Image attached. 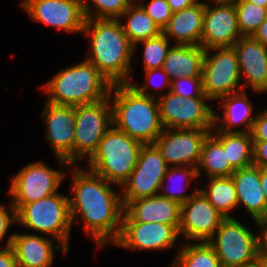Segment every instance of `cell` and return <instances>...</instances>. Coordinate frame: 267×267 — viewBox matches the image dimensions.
<instances>
[{"mask_svg":"<svg viewBox=\"0 0 267 267\" xmlns=\"http://www.w3.org/2000/svg\"><path fill=\"white\" fill-rule=\"evenodd\" d=\"M69 169H72L69 196L72 223H82L85 233L91 235L99 249L114 244L120 236L124 213L120 189L113 188L118 185L80 165H70Z\"/></svg>","mask_w":267,"mask_h":267,"instance_id":"6da1fadb","label":"cell"},{"mask_svg":"<svg viewBox=\"0 0 267 267\" xmlns=\"http://www.w3.org/2000/svg\"><path fill=\"white\" fill-rule=\"evenodd\" d=\"M82 33L90 40L86 59L112 84L130 83L134 45L119 19L86 18Z\"/></svg>","mask_w":267,"mask_h":267,"instance_id":"7a4b0ae2","label":"cell"},{"mask_svg":"<svg viewBox=\"0 0 267 267\" xmlns=\"http://www.w3.org/2000/svg\"><path fill=\"white\" fill-rule=\"evenodd\" d=\"M113 126L143 144H154L162 133L157 98L139 93L130 83L111 86Z\"/></svg>","mask_w":267,"mask_h":267,"instance_id":"3957f363","label":"cell"},{"mask_svg":"<svg viewBox=\"0 0 267 267\" xmlns=\"http://www.w3.org/2000/svg\"><path fill=\"white\" fill-rule=\"evenodd\" d=\"M61 69L40 88L46 101L56 105L80 106L109 96L112 84L87 59Z\"/></svg>","mask_w":267,"mask_h":267,"instance_id":"277c9868","label":"cell"},{"mask_svg":"<svg viewBox=\"0 0 267 267\" xmlns=\"http://www.w3.org/2000/svg\"><path fill=\"white\" fill-rule=\"evenodd\" d=\"M142 146V142L112 125L87 160L88 169L120 188L134 170Z\"/></svg>","mask_w":267,"mask_h":267,"instance_id":"5b68a950","label":"cell"},{"mask_svg":"<svg viewBox=\"0 0 267 267\" xmlns=\"http://www.w3.org/2000/svg\"><path fill=\"white\" fill-rule=\"evenodd\" d=\"M16 224L57 240L67 250L70 245L72 219L69 196L62 192L24 205H13Z\"/></svg>","mask_w":267,"mask_h":267,"instance_id":"8992f818","label":"cell"},{"mask_svg":"<svg viewBox=\"0 0 267 267\" xmlns=\"http://www.w3.org/2000/svg\"><path fill=\"white\" fill-rule=\"evenodd\" d=\"M56 159L60 169L52 168L38 160L26 164L11 177L7 193L10 199L12 198L13 205H24L59 192L58 189L64 183L70 164L62 158Z\"/></svg>","mask_w":267,"mask_h":267,"instance_id":"52a82bcc","label":"cell"},{"mask_svg":"<svg viewBox=\"0 0 267 267\" xmlns=\"http://www.w3.org/2000/svg\"><path fill=\"white\" fill-rule=\"evenodd\" d=\"M239 219L225 218L208 243L222 267L257 266L259 234L250 231Z\"/></svg>","mask_w":267,"mask_h":267,"instance_id":"ba28073f","label":"cell"},{"mask_svg":"<svg viewBox=\"0 0 267 267\" xmlns=\"http://www.w3.org/2000/svg\"><path fill=\"white\" fill-rule=\"evenodd\" d=\"M74 165L96 152L99 142L113 125L109 96L99 102L75 107Z\"/></svg>","mask_w":267,"mask_h":267,"instance_id":"9c48e42d","label":"cell"},{"mask_svg":"<svg viewBox=\"0 0 267 267\" xmlns=\"http://www.w3.org/2000/svg\"><path fill=\"white\" fill-rule=\"evenodd\" d=\"M202 79L204 93L212 101L243 90L234 47L205 50Z\"/></svg>","mask_w":267,"mask_h":267,"instance_id":"30bf717a","label":"cell"},{"mask_svg":"<svg viewBox=\"0 0 267 267\" xmlns=\"http://www.w3.org/2000/svg\"><path fill=\"white\" fill-rule=\"evenodd\" d=\"M168 168L155 144H143L134 170L120 187L123 206L135 199L158 195L161 181Z\"/></svg>","mask_w":267,"mask_h":267,"instance_id":"8fae6325","label":"cell"},{"mask_svg":"<svg viewBox=\"0 0 267 267\" xmlns=\"http://www.w3.org/2000/svg\"><path fill=\"white\" fill-rule=\"evenodd\" d=\"M20 7L33 21L66 33H82L85 15L81 0H22Z\"/></svg>","mask_w":267,"mask_h":267,"instance_id":"7c38bea8","label":"cell"},{"mask_svg":"<svg viewBox=\"0 0 267 267\" xmlns=\"http://www.w3.org/2000/svg\"><path fill=\"white\" fill-rule=\"evenodd\" d=\"M225 217L198 190L180 205L179 236L184 242H208L216 233Z\"/></svg>","mask_w":267,"mask_h":267,"instance_id":"4fadbf2b","label":"cell"},{"mask_svg":"<svg viewBox=\"0 0 267 267\" xmlns=\"http://www.w3.org/2000/svg\"><path fill=\"white\" fill-rule=\"evenodd\" d=\"M179 226L159 222H122L120 236L113 245L131 251L173 249L179 239Z\"/></svg>","mask_w":267,"mask_h":267,"instance_id":"5bb4252c","label":"cell"},{"mask_svg":"<svg viewBox=\"0 0 267 267\" xmlns=\"http://www.w3.org/2000/svg\"><path fill=\"white\" fill-rule=\"evenodd\" d=\"M211 131L188 128L163 129L154 144L161 151L169 167L197 168L201 159L203 141Z\"/></svg>","mask_w":267,"mask_h":267,"instance_id":"9a60e30c","label":"cell"},{"mask_svg":"<svg viewBox=\"0 0 267 267\" xmlns=\"http://www.w3.org/2000/svg\"><path fill=\"white\" fill-rule=\"evenodd\" d=\"M241 37L234 3L205 0L201 46L205 50L233 47Z\"/></svg>","mask_w":267,"mask_h":267,"instance_id":"2e32d148","label":"cell"},{"mask_svg":"<svg viewBox=\"0 0 267 267\" xmlns=\"http://www.w3.org/2000/svg\"><path fill=\"white\" fill-rule=\"evenodd\" d=\"M41 117L46 125V139L55 157L74 165L75 107L46 101Z\"/></svg>","mask_w":267,"mask_h":267,"instance_id":"e0dca14e","label":"cell"},{"mask_svg":"<svg viewBox=\"0 0 267 267\" xmlns=\"http://www.w3.org/2000/svg\"><path fill=\"white\" fill-rule=\"evenodd\" d=\"M49 236L40 234L11 233L4 247L10 246L15 254L18 267H51L55 251L65 256L68 250Z\"/></svg>","mask_w":267,"mask_h":267,"instance_id":"ac0fdd59","label":"cell"},{"mask_svg":"<svg viewBox=\"0 0 267 267\" xmlns=\"http://www.w3.org/2000/svg\"><path fill=\"white\" fill-rule=\"evenodd\" d=\"M233 47L238 55L241 79H245L242 84L243 90L250 87L255 94H266L267 45L251 36H242Z\"/></svg>","mask_w":267,"mask_h":267,"instance_id":"d6986e66","label":"cell"},{"mask_svg":"<svg viewBox=\"0 0 267 267\" xmlns=\"http://www.w3.org/2000/svg\"><path fill=\"white\" fill-rule=\"evenodd\" d=\"M122 222L180 225V204L159 195L135 199L124 207Z\"/></svg>","mask_w":267,"mask_h":267,"instance_id":"ffe728a7","label":"cell"},{"mask_svg":"<svg viewBox=\"0 0 267 267\" xmlns=\"http://www.w3.org/2000/svg\"><path fill=\"white\" fill-rule=\"evenodd\" d=\"M248 96L249 95H247L246 90H241L239 92L223 96L216 101L221 102L220 108L222 109L223 114L222 115L217 113V111H214V127L218 131L239 133L251 131L256 119V115L253 113V109L256 108V106L252 105Z\"/></svg>","mask_w":267,"mask_h":267,"instance_id":"44dd1931","label":"cell"},{"mask_svg":"<svg viewBox=\"0 0 267 267\" xmlns=\"http://www.w3.org/2000/svg\"><path fill=\"white\" fill-rule=\"evenodd\" d=\"M236 187L239 206L251 215L254 224L267 216V202L260 180V167L250 166L235 170L231 175Z\"/></svg>","mask_w":267,"mask_h":267,"instance_id":"7402d4cb","label":"cell"},{"mask_svg":"<svg viewBox=\"0 0 267 267\" xmlns=\"http://www.w3.org/2000/svg\"><path fill=\"white\" fill-rule=\"evenodd\" d=\"M205 1H199L195 5L179 12L172 13L162 33L173 44L201 45V37L204 23Z\"/></svg>","mask_w":267,"mask_h":267,"instance_id":"603a6c76","label":"cell"},{"mask_svg":"<svg viewBox=\"0 0 267 267\" xmlns=\"http://www.w3.org/2000/svg\"><path fill=\"white\" fill-rule=\"evenodd\" d=\"M205 49L201 45L173 44L163 64L170 81L183 77H202Z\"/></svg>","mask_w":267,"mask_h":267,"instance_id":"cb8c5ba5","label":"cell"},{"mask_svg":"<svg viewBox=\"0 0 267 267\" xmlns=\"http://www.w3.org/2000/svg\"><path fill=\"white\" fill-rule=\"evenodd\" d=\"M210 133L222 144L235 170L253 166V139L250 132H225L214 127Z\"/></svg>","mask_w":267,"mask_h":267,"instance_id":"d4e9b609","label":"cell"},{"mask_svg":"<svg viewBox=\"0 0 267 267\" xmlns=\"http://www.w3.org/2000/svg\"><path fill=\"white\" fill-rule=\"evenodd\" d=\"M205 171L209 177H230L235 169L231 166L222 144L209 133L203 141L201 159L197 167L198 178Z\"/></svg>","mask_w":267,"mask_h":267,"instance_id":"484cf974","label":"cell"},{"mask_svg":"<svg viewBox=\"0 0 267 267\" xmlns=\"http://www.w3.org/2000/svg\"><path fill=\"white\" fill-rule=\"evenodd\" d=\"M119 20L124 33L133 45L139 41L155 37L162 32L136 1L119 17Z\"/></svg>","mask_w":267,"mask_h":267,"instance_id":"4316f807","label":"cell"},{"mask_svg":"<svg viewBox=\"0 0 267 267\" xmlns=\"http://www.w3.org/2000/svg\"><path fill=\"white\" fill-rule=\"evenodd\" d=\"M207 188H199L209 202L225 218H235L231 211L238 208L236 187L232 177H209Z\"/></svg>","mask_w":267,"mask_h":267,"instance_id":"83f0119b","label":"cell"},{"mask_svg":"<svg viewBox=\"0 0 267 267\" xmlns=\"http://www.w3.org/2000/svg\"><path fill=\"white\" fill-rule=\"evenodd\" d=\"M194 179L195 180L198 179L197 168L195 167L191 166L169 167L161 181L158 195L170 200H174L181 205L182 203H185L188 199H190L194 195V193L199 190V187L197 185L196 188H193L194 192H192V194L190 192L188 194L185 193L187 188L190 187L192 181H195ZM182 180L187 181V183L185 184L188 187L182 185L183 184L181 183ZM166 181H168V183Z\"/></svg>","mask_w":267,"mask_h":267,"instance_id":"f1b7e54d","label":"cell"},{"mask_svg":"<svg viewBox=\"0 0 267 267\" xmlns=\"http://www.w3.org/2000/svg\"><path fill=\"white\" fill-rule=\"evenodd\" d=\"M180 247L171 267H222L208 242H184Z\"/></svg>","mask_w":267,"mask_h":267,"instance_id":"f546056e","label":"cell"},{"mask_svg":"<svg viewBox=\"0 0 267 267\" xmlns=\"http://www.w3.org/2000/svg\"><path fill=\"white\" fill-rule=\"evenodd\" d=\"M184 128L212 130L214 128V109L209 97H185Z\"/></svg>","mask_w":267,"mask_h":267,"instance_id":"4dcf8cb0","label":"cell"},{"mask_svg":"<svg viewBox=\"0 0 267 267\" xmlns=\"http://www.w3.org/2000/svg\"><path fill=\"white\" fill-rule=\"evenodd\" d=\"M159 103L160 120L164 129L184 128L183 98L171 91L161 90Z\"/></svg>","mask_w":267,"mask_h":267,"instance_id":"1f68e13d","label":"cell"},{"mask_svg":"<svg viewBox=\"0 0 267 267\" xmlns=\"http://www.w3.org/2000/svg\"><path fill=\"white\" fill-rule=\"evenodd\" d=\"M170 39L166 37L162 32L150 39L142 40L134 45V53L137 45H143L142 55H143V69L150 70L155 68H162L164 61L168 55L171 48Z\"/></svg>","mask_w":267,"mask_h":267,"instance_id":"d6a6232c","label":"cell"},{"mask_svg":"<svg viewBox=\"0 0 267 267\" xmlns=\"http://www.w3.org/2000/svg\"><path fill=\"white\" fill-rule=\"evenodd\" d=\"M81 1L85 18L119 19V17L128 9V7L135 0H81Z\"/></svg>","mask_w":267,"mask_h":267,"instance_id":"836d02e7","label":"cell"},{"mask_svg":"<svg viewBox=\"0 0 267 267\" xmlns=\"http://www.w3.org/2000/svg\"><path fill=\"white\" fill-rule=\"evenodd\" d=\"M241 36H252L267 18V8L240 0L234 3Z\"/></svg>","mask_w":267,"mask_h":267,"instance_id":"e575fe53","label":"cell"},{"mask_svg":"<svg viewBox=\"0 0 267 267\" xmlns=\"http://www.w3.org/2000/svg\"><path fill=\"white\" fill-rule=\"evenodd\" d=\"M144 73H145V81H144L143 85L134 84V83L130 82L132 87H134L139 93H141L143 95H147L149 97L157 98L158 96L160 97L159 91L161 89L166 88V90H167L166 93L170 91L171 81H170V78L168 77L167 73L163 70V68L144 70ZM158 75L160 78L162 76V79H163V81L161 80L162 83L160 85H158L157 82L155 84V81H154L156 79V77L154 78V76L158 77ZM151 87L156 88V89H154L153 92L152 91L150 92L149 90L151 89ZM157 93H158V96H157Z\"/></svg>","mask_w":267,"mask_h":267,"instance_id":"d590c367","label":"cell"},{"mask_svg":"<svg viewBox=\"0 0 267 267\" xmlns=\"http://www.w3.org/2000/svg\"><path fill=\"white\" fill-rule=\"evenodd\" d=\"M170 91L185 97H207L203 89L202 77H183L171 81Z\"/></svg>","mask_w":267,"mask_h":267,"instance_id":"8d00e7d4","label":"cell"},{"mask_svg":"<svg viewBox=\"0 0 267 267\" xmlns=\"http://www.w3.org/2000/svg\"><path fill=\"white\" fill-rule=\"evenodd\" d=\"M144 11L152 18V20L162 30L170 20L172 12L166 0H150L146 3L145 0H135Z\"/></svg>","mask_w":267,"mask_h":267,"instance_id":"74e56055","label":"cell"},{"mask_svg":"<svg viewBox=\"0 0 267 267\" xmlns=\"http://www.w3.org/2000/svg\"><path fill=\"white\" fill-rule=\"evenodd\" d=\"M9 207V208H8ZM16 226V210L10 202L9 206L0 203V243L5 240L9 227Z\"/></svg>","mask_w":267,"mask_h":267,"instance_id":"f35d334b","label":"cell"},{"mask_svg":"<svg viewBox=\"0 0 267 267\" xmlns=\"http://www.w3.org/2000/svg\"><path fill=\"white\" fill-rule=\"evenodd\" d=\"M250 133L253 141H267V108L256 114Z\"/></svg>","mask_w":267,"mask_h":267,"instance_id":"ab89813d","label":"cell"},{"mask_svg":"<svg viewBox=\"0 0 267 267\" xmlns=\"http://www.w3.org/2000/svg\"><path fill=\"white\" fill-rule=\"evenodd\" d=\"M253 165L267 167V141H253Z\"/></svg>","mask_w":267,"mask_h":267,"instance_id":"60d3db41","label":"cell"},{"mask_svg":"<svg viewBox=\"0 0 267 267\" xmlns=\"http://www.w3.org/2000/svg\"><path fill=\"white\" fill-rule=\"evenodd\" d=\"M0 267H18L14 251L10 246L0 248Z\"/></svg>","mask_w":267,"mask_h":267,"instance_id":"b9f144b4","label":"cell"},{"mask_svg":"<svg viewBox=\"0 0 267 267\" xmlns=\"http://www.w3.org/2000/svg\"><path fill=\"white\" fill-rule=\"evenodd\" d=\"M259 228V252L267 253V216L256 223Z\"/></svg>","mask_w":267,"mask_h":267,"instance_id":"7bdbcfd3","label":"cell"},{"mask_svg":"<svg viewBox=\"0 0 267 267\" xmlns=\"http://www.w3.org/2000/svg\"><path fill=\"white\" fill-rule=\"evenodd\" d=\"M172 13L179 12L185 8L191 7L200 0H166Z\"/></svg>","mask_w":267,"mask_h":267,"instance_id":"ee69618b","label":"cell"},{"mask_svg":"<svg viewBox=\"0 0 267 267\" xmlns=\"http://www.w3.org/2000/svg\"><path fill=\"white\" fill-rule=\"evenodd\" d=\"M251 37L256 41L267 45V18L261 23L259 28L254 32Z\"/></svg>","mask_w":267,"mask_h":267,"instance_id":"f6af8a7d","label":"cell"},{"mask_svg":"<svg viewBox=\"0 0 267 267\" xmlns=\"http://www.w3.org/2000/svg\"><path fill=\"white\" fill-rule=\"evenodd\" d=\"M260 180L263 193L267 202V167H260Z\"/></svg>","mask_w":267,"mask_h":267,"instance_id":"bcb514c9","label":"cell"},{"mask_svg":"<svg viewBox=\"0 0 267 267\" xmlns=\"http://www.w3.org/2000/svg\"><path fill=\"white\" fill-rule=\"evenodd\" d=\"M257 267H267V253L259 252Z\"/></svg>","mask_w":267,"mask_h":267,"instance_id":"7dc6e473","label":"cell"},{"mask_svg":"<svg viewBox=\"0 0 267 267\" xmlns=\"http://www.w3.org/2000/svg\"><path fill=\"white\" fill-rule=\"evenodd\" d=\"M245 1L267 8V0H245Z\"/></svg>","mask_w":267,"mask_h":267,"instance_id":"c3c4849f","label":"cell"},{"mask_svg":"<svg viewBox=\"0 0 267 267\" xmlns=\"http://www.w3.org/2000/svg\"><path fill=\"white\" fill-rule=\"evenodd\" d=\"M211 1H214V2H223V3H236L240 0H211Z\"/></svg>","mask_w":267,"mask_h":267,"instance_id":"681fc988","label":"cell"}]
</instances>
